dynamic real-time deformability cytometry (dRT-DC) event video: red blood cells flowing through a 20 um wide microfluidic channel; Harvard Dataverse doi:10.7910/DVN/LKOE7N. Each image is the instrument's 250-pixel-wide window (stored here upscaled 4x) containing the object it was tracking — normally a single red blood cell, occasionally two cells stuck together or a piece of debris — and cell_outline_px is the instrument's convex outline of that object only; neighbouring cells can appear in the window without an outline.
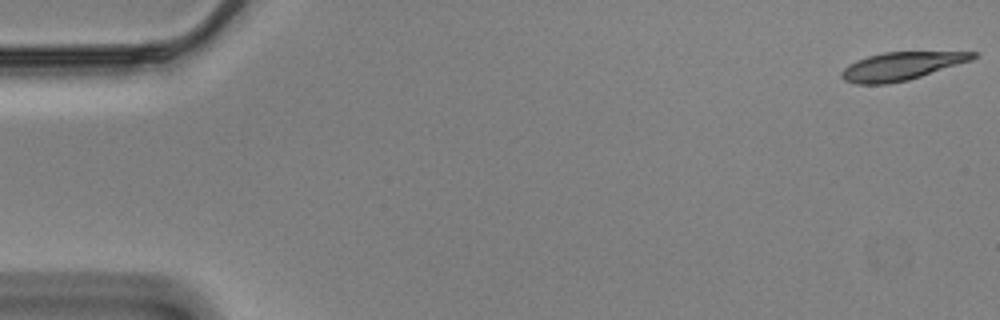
{"species": "Egyptian fruit bat (a non-hibernating species)", "species_latin": "Rousettus aegyptiacus", "temperature_condition": "cold", "stored_images_in_passage": 57, "camera_frame_rate_fps": 3000, "um_per_image_px": 0.085, "animal": {"sex": "male"}, "frame": {"image": 1, "passage_image": 1, "time_ms": 0.0, "image_size_px": [1000, 320], "cell_outline_px": [[980, 56], [972, 60], [908, 80], [888, 84], [856, 84], [844, 80], [840, 76], [840, 72], [848, 64], [856, 60], [868, 56], [884, 52], [976, 52]], "centroid_in_image_um": [76.59, 5.62], "position_along_channel_um": 8.4, "area_um2": 21.44}}
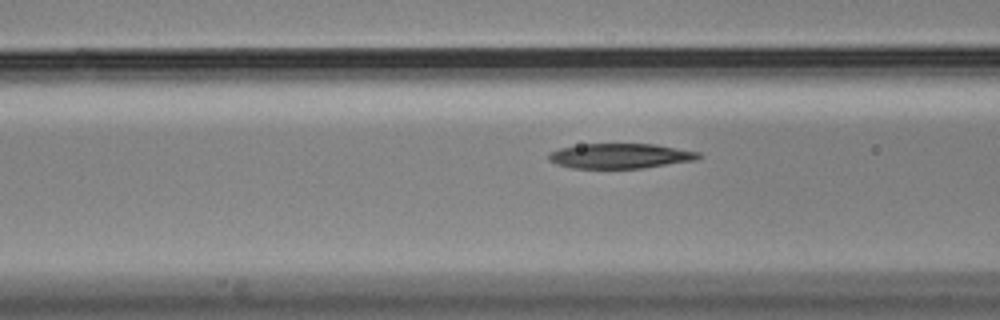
{"frame": {"image": 2, "passage_image": 22, "time_ms": 7.0, "image_size_px": [1000, 320], "cell_outline_px": [[704, 156], [696, 160], [644, 168], [572, 168], [556, 164], [548, 160], [548, 152], [560, 148], [580, 144], [656, 144], [700, 152]], "centroid_in_image_um": [52.73, 13.25], "position_along_channel_um": 113.9, "area_um2": 22.02}}
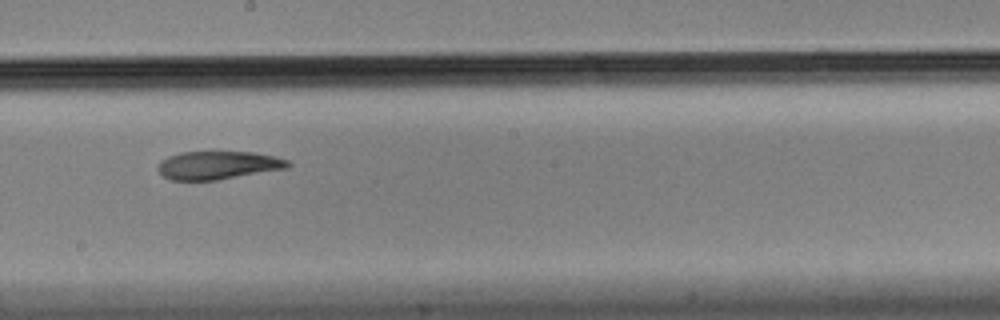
{"frame": {"image": 3, "passage_image": 32, "time_ms": 10.333, "image_size_px": [1000, 320], "cell_outline_px": [[292, 164], [288, 168], [216, 180], [172, 180], [164, 176], [156, 168], [160, 160], [168, 156], [180, 152], [252, 152], [276, 156], [288, 160]], "centroid_in_image_um": [18.54, 14.04], "position_along_channel_um": 229.7, "area_um2": 21.39}, "authors_computed_cell_mechanics": {"area_um2": 22.831, "velocity_mm_per_s": 3.4664, "shape_relaxation_time_tau1_ms": null, "shape_relaxation_time_tau2_ms": 3.3849, "deformation_change_tau1": null, "deformation_change_tau2": 0.1032}}